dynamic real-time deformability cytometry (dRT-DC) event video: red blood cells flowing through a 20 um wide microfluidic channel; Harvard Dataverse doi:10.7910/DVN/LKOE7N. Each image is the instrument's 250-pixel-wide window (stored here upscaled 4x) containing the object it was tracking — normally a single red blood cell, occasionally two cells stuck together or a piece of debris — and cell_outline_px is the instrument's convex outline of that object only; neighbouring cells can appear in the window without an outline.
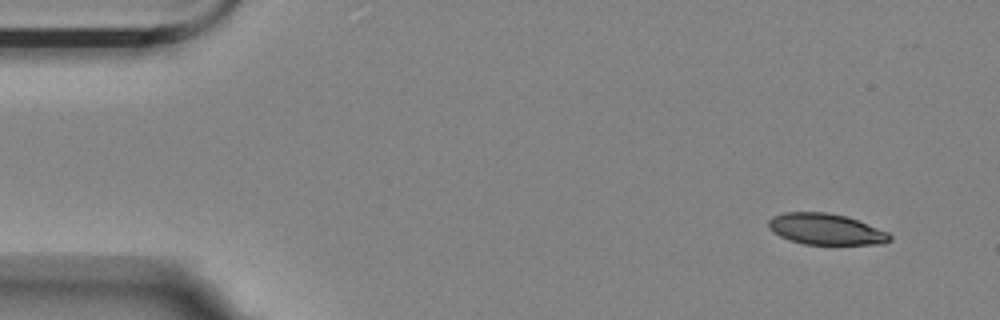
{"species": "Egyptian fruit bat (a non-hibernating species)", "species_latin": "Rousettus aegyptiacus", "temperature_condition": "room temperature", "stored_images_in_passage": 14, "camera_frame_rate_fps": 3000, "um_per_image_px": 0.085, "animal": {"sex": "female"}, "frame": {"image": 1, "passage_image": 1, "time_ms": 0.0, "image_size_px": [1000, 320], "cell_outline_px": [[892, 240], [884, 244], [804, 244], [780, 236], [768, 228], [768, 220], [772, 216], [784, 212], [828, 212], [848, 216], [888, 232], [892, 236]], "centroid_in_image_um": [70.21, 19.47], "position_along_channel_um": 14.8, "area_um2": 22.08}}
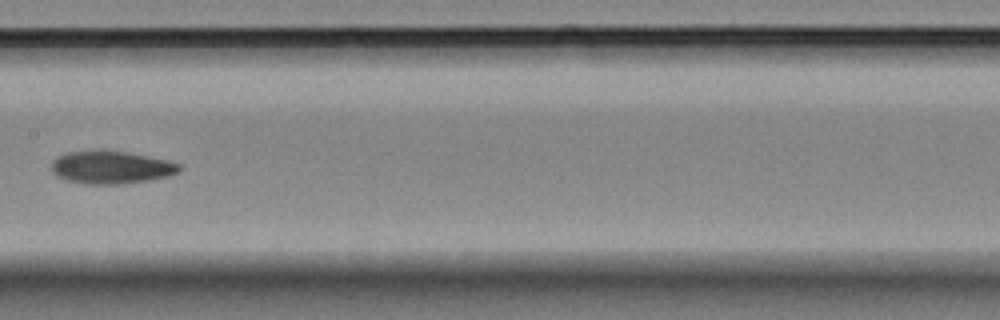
{"frame": {"image": 2, "passage_image": 7, "time_ms": 2.0, "image_size_px": [1000, 320], "cell_outline_px": [[180, 172], [168, 176], [148, 180], [120, 184], [84, 184], [68, 180], [56, 176], [52, 172], [52, 160], [56, 156], [68, 152], [124, 152], [148, 156], [180, 164]], "centroid_in_image_um": [9.42, 14.25], "position_along_channel_um": 198.0, "area_um2": 23.87}}
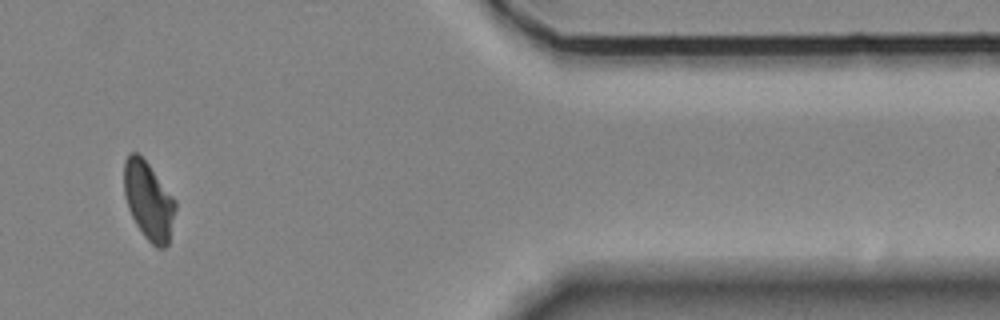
{"frame": {"image": 3, "passage_image": 12, "time_ms": 3.667, "image_size_px": [1000, 320], "cell_outline_px": [[176, 208], [168, 244], [164, 248], [156, 248], [144, 236], [136, 224], [128, 208], [124, 196], [124, 160], [128, 152], [136, 152], [148, 164], [176, 200]], "centroid_in_image_um": [12.62, 17.06], "position_along_channel_um": 398.8, "area_um2": 23.29}}